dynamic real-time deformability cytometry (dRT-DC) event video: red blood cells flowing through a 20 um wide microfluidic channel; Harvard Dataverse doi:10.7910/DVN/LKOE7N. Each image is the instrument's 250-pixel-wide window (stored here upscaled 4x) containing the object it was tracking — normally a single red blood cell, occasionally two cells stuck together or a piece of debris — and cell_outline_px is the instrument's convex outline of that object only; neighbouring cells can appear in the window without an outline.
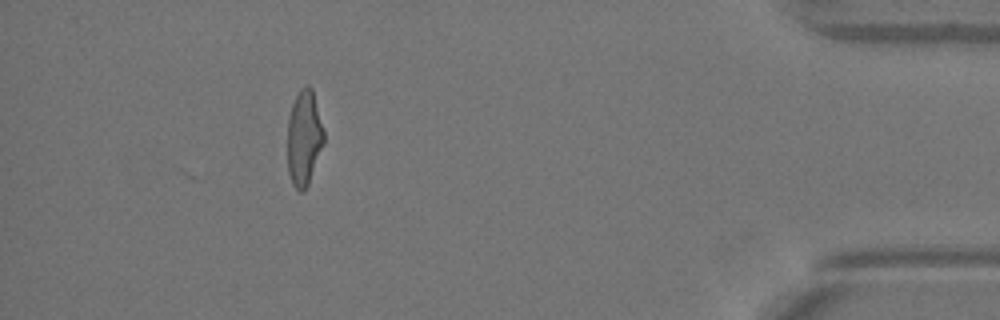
{"species": "Egyptian fruit bat (a non-hibernating species)", "species_latin": "Rousettus aegyptiacus", "temperature_condition": "warm", "stored_images_in_passage": 40, "camera_frame_rate_fps": 3000, "um_per_image_px": 0.085, "animal": {"sex": "female"}, "frame": {"image": 1, "passage_image": 40, "time_ms": 13.0, "image_size_px": [1000, 320], "cell_outline_px": [[324, 144], [308, 184], [300, 192], [292, 184], [288, 172], [288, 120], [292, 104], [300, 88], [308, 84], [312, 88], [324, 132]], "centroid_in_image_um": [25.84, 11.71], "position_along_channel_um": 409.4, "area_um2": 20.06}}